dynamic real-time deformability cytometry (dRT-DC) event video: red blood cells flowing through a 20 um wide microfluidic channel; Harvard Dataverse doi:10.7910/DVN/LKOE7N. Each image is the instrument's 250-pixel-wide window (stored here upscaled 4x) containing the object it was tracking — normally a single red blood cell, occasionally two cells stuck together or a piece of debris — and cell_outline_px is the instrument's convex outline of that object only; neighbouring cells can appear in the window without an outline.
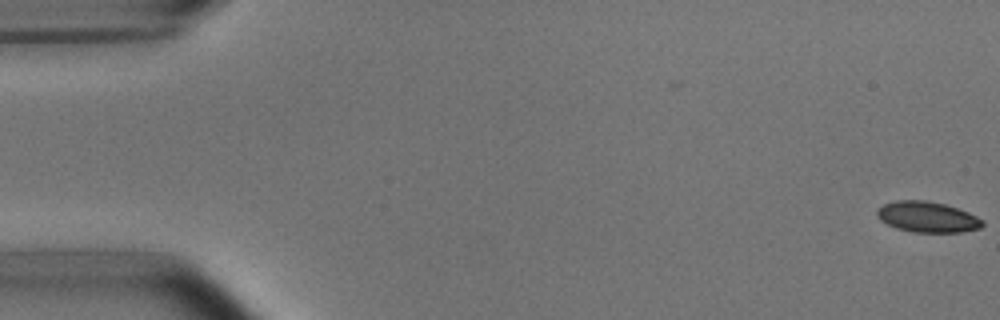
{"species": "common noctule bat (a hibernating species)", "species_latin": "Nyctalus noctula", "temperature_condition": "room temperature", "stored_images_in_passage": 53, "camera_frame_rate_fps": 3000, "um_per_image_px": 0.085, "animal": {"sex": "male", "body_mass_g": 15.6}, "frame": {"image": 1, "passage_image": 1, "time_ms": 0.0, "image_size_px": [1000, 320], "cell_outline_px": [[984, 224], [980, 228], [960, 232], [912, 232], [896, 228], [880, 220], [876, 216], [876, 208], [884, 204], [896, 200], [924, 200], [944, 204], [968, 212], [984, 220]], "centroid_in_image_um": [78.8, 18.44], "position_along_channel_um": 6.2, "area_um2": 18.9}}
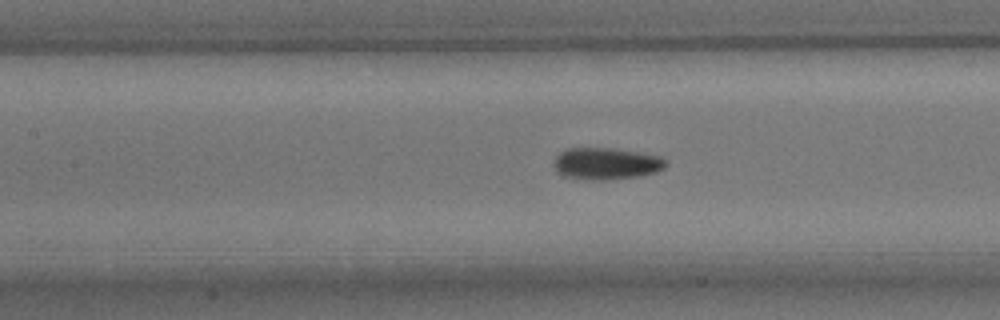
{"frame": {"image": 2, "passage_image": 24, "time_ms": 7.667, "image_size_px": [1000, 320], "cell_outline_px": [[668, 164], [664, 168], [656, 172], [640, 176], [604, 180], [592, 180], [564, 176], [556, 172], [552, 164], [556, 156], [560, 152], [568, 148], [612, 148], [660, 156]], "centroid_in_image_um": [51.49, 13.91], "position_along_channel_um": 155.9, "area_um2": 20.81}}
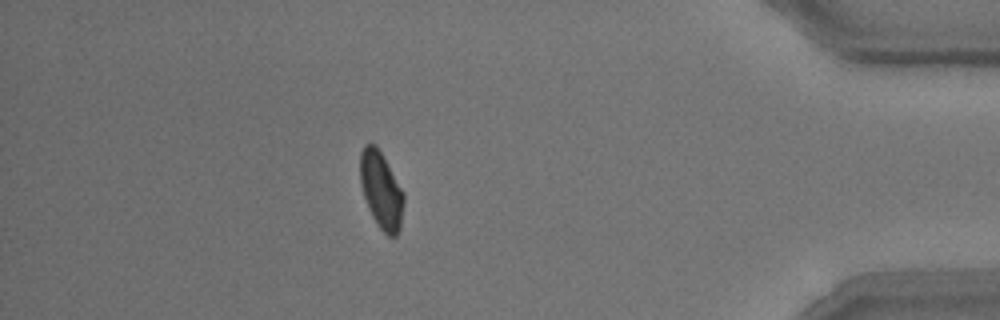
{"frame": {"image": 3, "passage_image": 47, "time_ms": 15.333, "image_size_px": [1000, 320], "cell_outline_px": [[404, 204], [400, 228], [396, 236], [388, 236], [380, 228], [372, 216], [368, 208], [360, 184], [360, 152], [364, 144], [376, 144], [404, 192]], "centroid_in_image_um": [32.4, 16.16], "position_along_channel_um": 402.8, "area_um2": 19.54}, "authors_computed_cell_mechanics": {"area_um2": 19.5942, "velocity_mm_per_s": 3.7954, "shape_relaxation_time_tau1_ms": 3.4826, "shape_relaxation_time_tau2_ms": 3.5551, "deformation_change_tau1": 0.1006, "deformation_change_tau2": 0.0666}}